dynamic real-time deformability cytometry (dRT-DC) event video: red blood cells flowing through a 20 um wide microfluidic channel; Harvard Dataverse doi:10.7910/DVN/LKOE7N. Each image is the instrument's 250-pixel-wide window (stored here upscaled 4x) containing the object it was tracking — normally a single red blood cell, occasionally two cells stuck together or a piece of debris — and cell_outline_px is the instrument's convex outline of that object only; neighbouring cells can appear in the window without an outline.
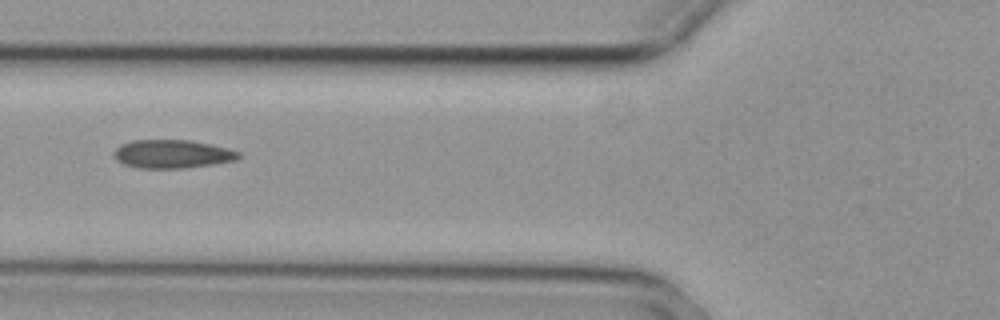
{"species": "common noctule bat (a hibernating species)", "species_latin": "Nyctalus noctula", "temperature_condition": "cold", "stored_images_in_passage": 5, "camera_frame_rate_fps": 3000, "um_per_image_px": 0.085, "animal": {"sex": "female", "body_mass_g": 29.2, "forearm_length_mm": 56.3}, "frame": {"image": 1, "passage_image": 2, "time_ms": 0.333, "image_size_px": [1000, 320], "cell_outline_px": [[240, 156], [236, 160], [212, 164], [184, 168], [136, 168], [124, 164], [116, 160], [112, 152], [120, 144], [132, 140], [192, 140], [228, 148], [240, 152]], "centroid_in_image_um": [14.61, 13.08], "position_along_channel_um": 111.2, "area_um2": 20.75}}
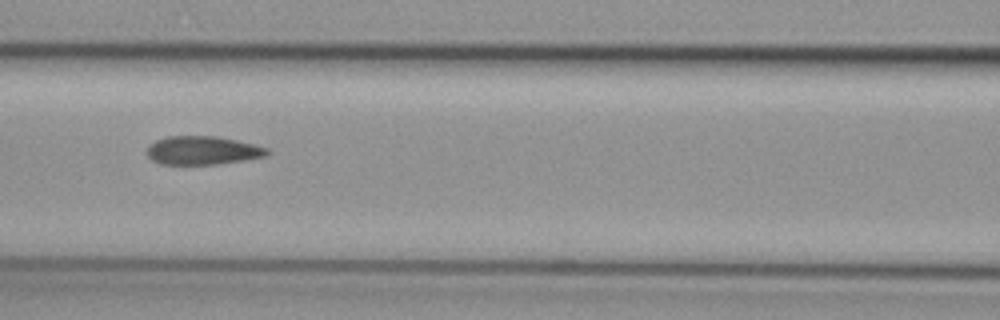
{"frame": {"image": 2, "passage_image": 3, "time_ms": 0.667, "image_size_px": [1000, 320], "cell_outline_px": [[272, 152], [268, 156], [220, 164], [160, 164], [152, 160], [148, 156], [148, 144], [156, 140], [168, 136], [216, 136], [236, 140], [268, 148]], "centroid_in_image_um": [17.25, 12.79], "position_along_channel_um": 149.4, "area_um2": 20.06}}
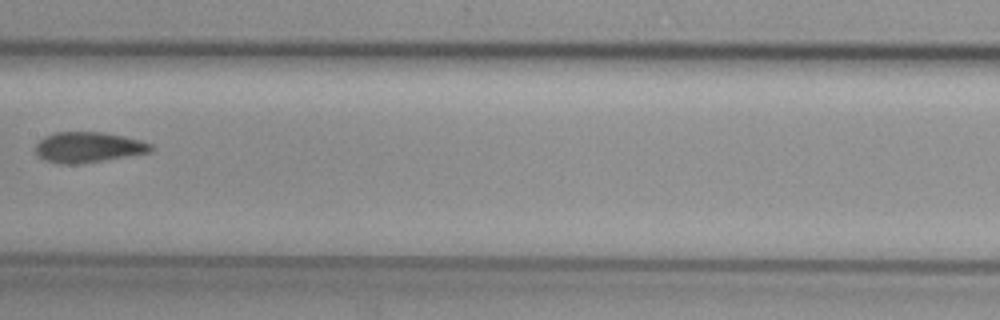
{"frame": {"image": 3, "passage_image": 4, "time_ms": 1.0, "image_size_px": [1000, 320], "cell_outline_px": [[156, 148], [148, 152], [100, 160], [72, 164], [64, 164], [44, 160], [36, 156], [36, 144], [44, 136], [56, 132], [104, 132], [124, 136], [140, 140], [152, 144]], "centroid_in_image_um": [7.47, 12.5], "position_along_channel_um": 199.9, "area_um2": 20.23}}